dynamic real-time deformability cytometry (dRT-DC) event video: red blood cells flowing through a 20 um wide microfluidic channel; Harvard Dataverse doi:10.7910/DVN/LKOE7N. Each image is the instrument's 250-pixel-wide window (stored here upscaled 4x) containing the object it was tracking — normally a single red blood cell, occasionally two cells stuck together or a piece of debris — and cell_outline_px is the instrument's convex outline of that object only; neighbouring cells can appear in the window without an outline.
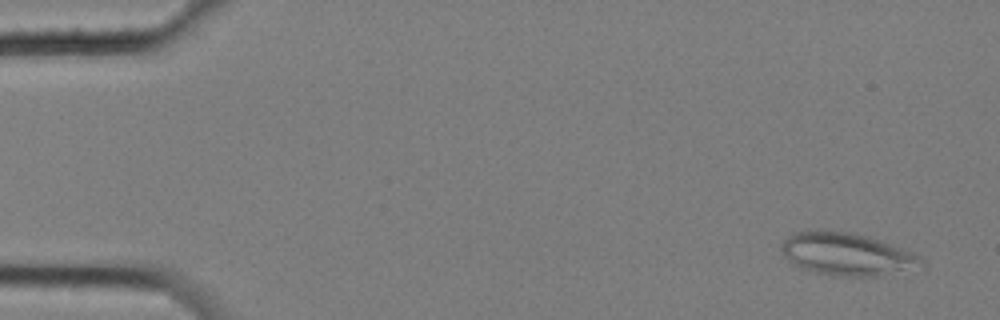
{"species": "common noctule bat (a hibernating species)", "species_latin": "Nyctalus noctula", "temperature_condition": "cold", "stored_images_in_passage": 11, "camera_frame_rate_fps": 3000, "um_per_image_px": 0.085, "animal": {"sex": "female", "body_mass_g": 25.1}, "frame": {"image": 1, "passage_image": 1, "time_ms": 0.0, "image_size_px": [1000, 320], "cell_outline_px": [[924, 272], [880, 276], [832, 276], [812, 272], [796, 268], [784, 256], [780, 248], [784, 240], [788, 236], [796, 232], [808, 228], [820, 228], [856, 232], [868, 236], [912, 252], [924, 264]], "centroid_in_image_um": [72.02, 21.62], "position_along_channel_um": 13.0, "area_um2": 36.41}}
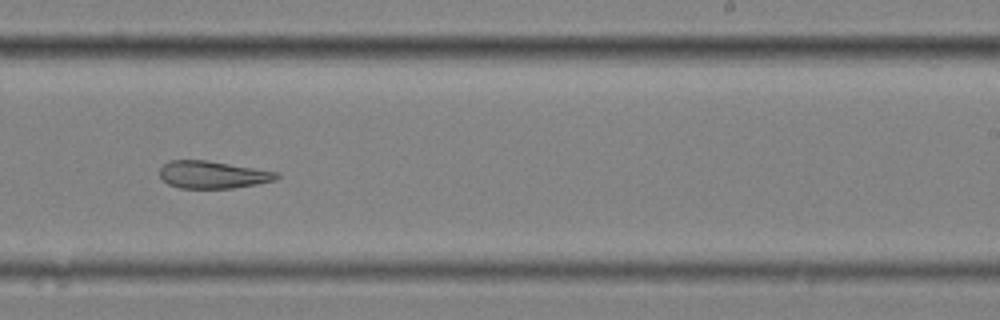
{"frame": {"image": 2, "passage_image": 10, "time_ms": 3.0, "image_size_px": [1000, 320], "cell_outline_px": [[280, 176], [276, 180], [256, 184], [232, 188], [180, 188], [168, 184], [160, 176], [160, 168], [164, 164], [172, 160], [208, 160], [280, 172]], "centroid_in_image_um": [18.11, 14.84], "position_along_channel_um": 270.9, "area_um2": 18.73}}
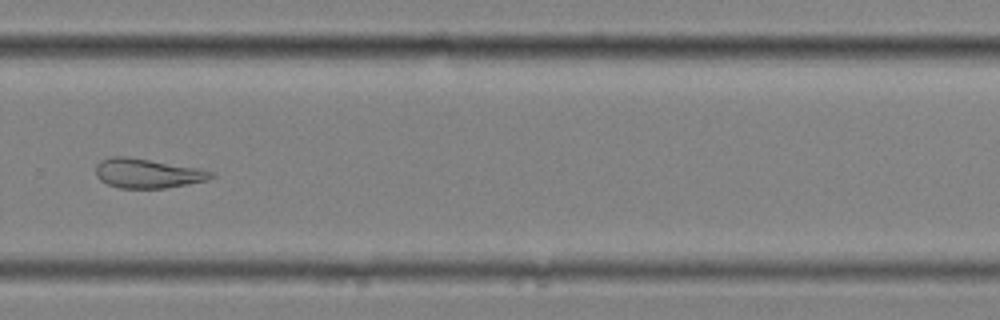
{"frame": {"image": 3, "passage_image": 11, "time_ms": 3.333, "image_size_px": [1000, 320], "cell_outline_px": [[216, 176], [208, 180], [188, 184], [164, 188], [120, 188], [108, 184], [100, 180], [96, 176], [96, 164], [100, 160], [112, 156], [128, 156], [200, 168], [216, 172]], "centroid_in_image_um": [12.57, 14.72], "position_along_channel_um": 317.2, "area_um2": 20.06}}